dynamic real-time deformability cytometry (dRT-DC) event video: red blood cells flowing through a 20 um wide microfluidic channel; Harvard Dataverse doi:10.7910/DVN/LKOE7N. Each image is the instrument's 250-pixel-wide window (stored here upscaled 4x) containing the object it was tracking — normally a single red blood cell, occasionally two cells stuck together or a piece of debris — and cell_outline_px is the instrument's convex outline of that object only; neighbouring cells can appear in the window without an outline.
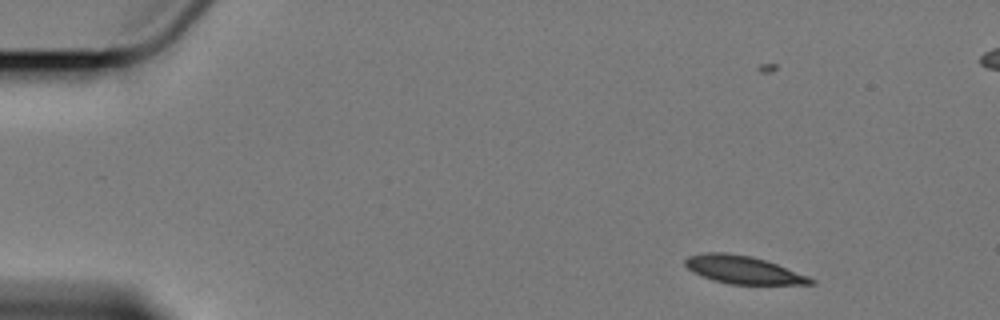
{"species": "Egyptian fruit bat (a non-hibernating species)", "species_latin": "Rousettus aegyptiacus", "temperature_condition": "cold", "stored_images_in_passage": 4, "camera_frame_rate_fps": 3000, "um_per_image_px": 0.085, "animal": {"sex": "female"}, "frame": {"image": 1, "passage_image": 1, "time_ms": 0.0, "image_size_px": [1000, 320], "cell_outline_px": [[816, 284], [728, 284], [712, 280], [692, 272], [684, 264], [684, 260], [688, 256], [708, 252], [724, 252], [752, 256], [776, 264], [808, 276], [816, 280]], "centroid_in_image_um": [63.14, 22.93], "position_along_channel_um": 21.9, "area_um2": 20.29}}